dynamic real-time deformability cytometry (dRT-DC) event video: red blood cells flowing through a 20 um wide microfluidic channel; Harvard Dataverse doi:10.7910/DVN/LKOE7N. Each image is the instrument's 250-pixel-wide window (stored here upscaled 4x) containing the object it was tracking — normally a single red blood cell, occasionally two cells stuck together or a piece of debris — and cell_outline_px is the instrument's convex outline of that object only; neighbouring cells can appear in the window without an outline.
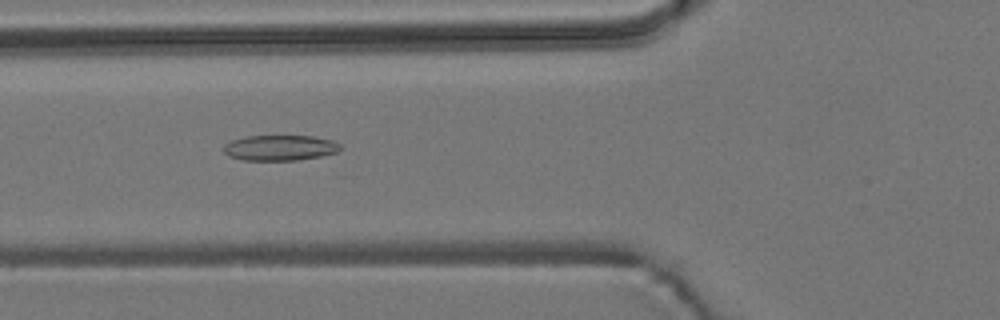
{"species": "common noctule bat (a hibernating species)", "species_latin": "Nyctalus noctula", "temperature_condition": "room temperature", "stored_images_in_passage": 45, "camera_frame_rate_fps": 3000, "um_per_image_px": 0.085, "animal": {"sex": "male", "body_mass_g": 19.2, "forearm_length_mm": 51.8}, "frame": {"image": 1, "passage_image": 21, "time_ms": 6.667, "image_size_px": [1000, 320], "cell_outline_px": [[340, 148], [336, 152], [320, 156], [296, 160], [244, 160], [228, 156], [224, 152], [224, 144], [232, 140], [248, 136], [312, 136], [332, 140], [340, 144]], "centroid_in_image_um": [23.77, 12.56], "position_along_channel_um": 102.0, "area_um2": 17.17}}
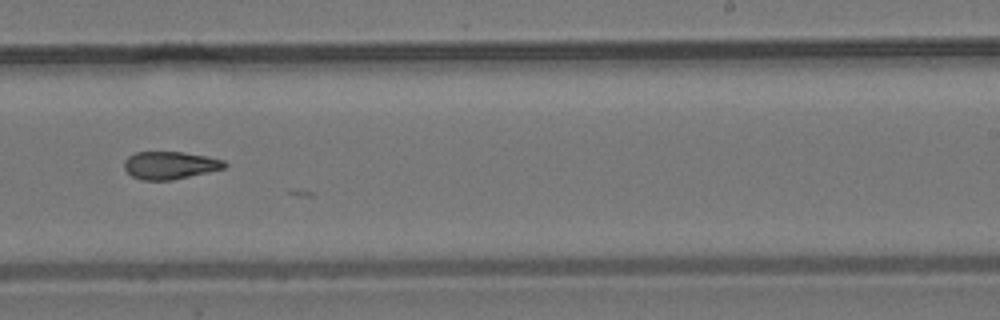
{"frame": {"image": 2, "passage_image": 35, "time_ms": 11.333, "image_size_px": [1000, 320], "cell_outline_px": [[228, 164], [224, 168], [208, 172], [172, 180], [144, 180], [132, 176], [124, 168], [124, 160], [128, 156], [136, 152], [184, 152], [224, 160]], "centroid_in_image_um": [14.44, 14.04], "position_along_channel_um": 274.6, "area_um2": 16.07}}
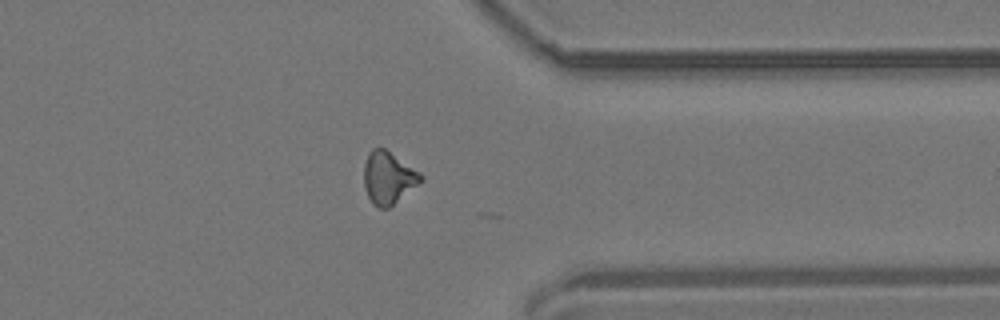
{"frame": {"image": 3, "passage_image": 44, "time_ms": 14.333, "image_size_px": [1000, 320], "cell_outline_px": [[424, 180], [388, 208], [380, 208], [372, 204], [364, 188], [364, 164], [368, 152], [372, 148], [384, 148], [420, 172], [424, 176]], "centroid_in_image_um": [33.0, 15.11], "position_along_channel_um": 378.4, "area_um2": 17.34}}